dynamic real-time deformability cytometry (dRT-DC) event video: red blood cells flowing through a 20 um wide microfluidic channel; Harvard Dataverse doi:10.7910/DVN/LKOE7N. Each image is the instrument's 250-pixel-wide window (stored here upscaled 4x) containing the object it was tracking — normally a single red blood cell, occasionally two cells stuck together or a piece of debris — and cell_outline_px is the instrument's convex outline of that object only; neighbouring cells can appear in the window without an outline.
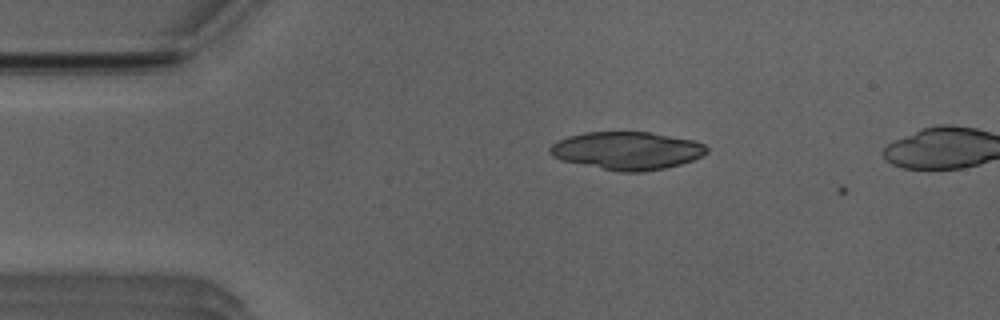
{"species": "Egyptian fruit bat (a non-hibernating species)", "species_latin": "Rousettus aegyptiacus", "temperature_condition": "room temperature", "stored_images_in_passage": 3, "camera_frame_rate_fps": 3000, "um_per_image_px": 0.085, "animal": {"sex": "male"}, "frame": {"image": 1, "passage_image": 1, "time_ms": 0.0, "image_size_px": [1000, 320], "cell_outline_px": [[708, 152], [692, 160], [680, 164], [664, 168], [644, 172], [620, 172], [564, 160], [552, 156], [548, 152], [548, 148], [552, 144], [568, 136], [584, 132], [648, 132], [692, 140], [704, 144], [708, 148]], "centroid_in_image_um": [53.29, 12.8], "position_along_channel_um": 31.7, "area_um2": 34.28}}